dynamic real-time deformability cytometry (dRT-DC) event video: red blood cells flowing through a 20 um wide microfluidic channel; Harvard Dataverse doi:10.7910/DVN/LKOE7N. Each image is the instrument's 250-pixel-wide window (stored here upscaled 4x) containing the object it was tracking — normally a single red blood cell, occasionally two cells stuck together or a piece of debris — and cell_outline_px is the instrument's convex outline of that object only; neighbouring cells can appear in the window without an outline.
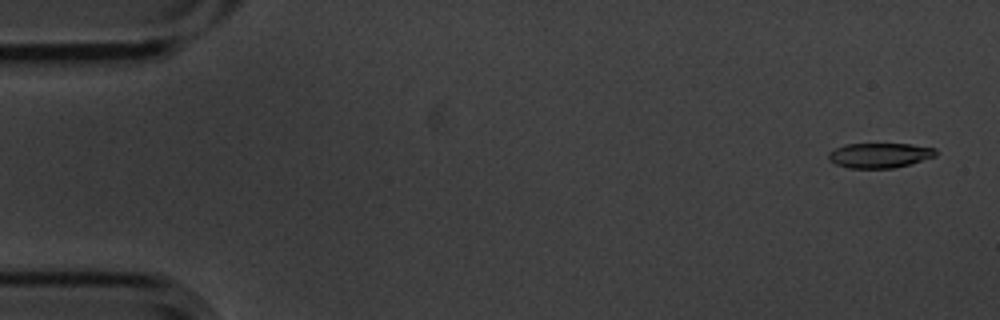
{"species": "common noctule bat (a hibernating species)", "species_latin": "Nyctalus noctula", "temperature_condition": "cold", "stored_images_in_passage": 4, "camera_frame_rate_fps": 3000, "um_per_image_px": 0.085, "animal": {"sex": "male", "body_mass_g": 20.1, "forearm_length_mm": 53.5}, "frame": {"image": 1, "passage_image": 1, "time_ms": 0.0, "image_size_px": [1000, 320], "cell_outline_px": [[936, 156], [908, 164], [892, 168], [848, 168], [836, 164], [828, 160], [828, 152], [844, 144], [912, 144], [936, 148]], "centroid_in_image_um": [74.74, 13.2], "position_along_channel_um": 10.3, "area_um2": 15.55}}
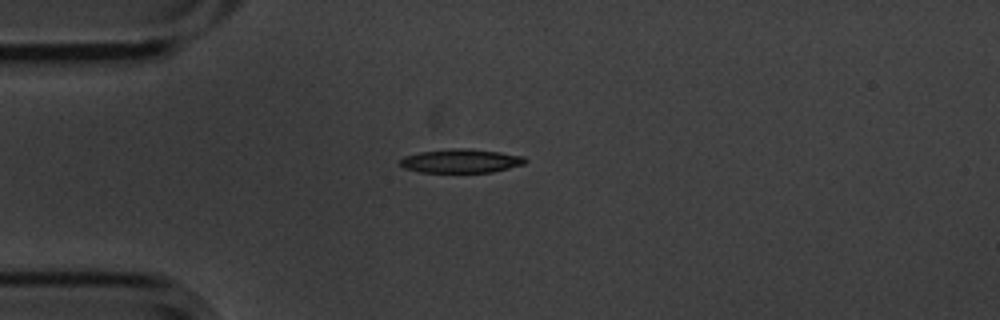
{"frame": {"image": 2, "passage_image": 4, "time_ms": 1.0, "image_size_px": [1000, 320], "cell_outline_px": [[528, 160], [524, 164], [492, 172], [420, 172], [404, 168], [400, 164], [400, 160], [404, 156], [420, 152], [452, 148], [468, 148], [500, 152], [524, 156]], "centroid_in_image_um": [39.19, 13.67], "position_along_channel_um": 45.8, "area_um2": 17.34}}